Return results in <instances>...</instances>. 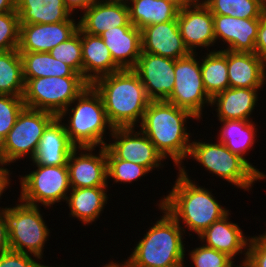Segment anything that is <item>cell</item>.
Segmentation results:
<instances>
[{
	"instance_id": "11",
	"label": "cell",
	"mask_w": 266,
	"mask_h": 267,
	"mask_svg": "<svg viewBox=\"0 0 266 267\" xmlns=\"http://www.w3.org/2000/svg\"><path fill=\"white\" fill-rule=\"evenodd\" d=\"M196 56L197 54L190 53L175 60L174 89L166 101L188 110L199 120L202 119L205 104L211 105L212 98L204 88L200 62Z\"/></svg>"
},
{
	"instance_id": "49",
	"label": "cell",
	"mask_w": 266,
	"mask_h": 267,
	"mask_svg": "<svg viewBox=\"0 0 266 267\" xmlns=\"http://www.w3.org/2000/svg\"><path fill=\"white\" fill-rule=\"evenodd\" d=\"M242 263L239 266H236L234 263L232 264L231 267H250V265L246 261H241ZM242 265V266H241Z\"/></svg>"
},
{
	"instance_id": "38",
	"label": "cell",
	"mask_w": 266,
	"mask_h": 267,
	"mask_svg": "<svg viewBox=\"0 0 266 267\" xmlns=\"http://www.w3.org/2000/svg\"><path fill=\"white\" fill-rule=\"evenodd\" d=\"M189 256L195 267H231L235 262L226 253L204 245L194 248Z\"/></svg>"
},
{
	"instance_id": "33",
	"label": "cell",
	"mask_w": 266,
	"mask_h": 267,
	"mask_svg": "<svg viewBox=\"0 0 266 267\" xmlns=\"http://www.w3.org/2000/svg\"><path fill=\"white\" fill-rule=\"evenodd\" d=\"M212 14L242 19L260 18L266 11V0H202Z\"/></svg>"
},
{
	"instance_id": "40",
	"label": "cell",
	"mask_w": 266,
	"mask_h": 267,
	"mask_svg": "<svg viewBox=\"0 0 266 267\" xmlns=\"http://www.w3.org/2000/svg\"><path fill=\"white\" fill-rule=\"evenodd\" d=\"M30 254L8 250L0 254V267H52L36 262Z\"/></svg>"
},
{
	"instance_id": "9",
	"label": "cell",
	"mask_w": 266,
	"mask_h": 267,
	"mask_svg": "<svg viewBox=\"0 0 266 267\" xmlns=\"http://www.w3.org/2000/svg\"><path fill=\"white\" fill-rule=\"evenodd\" d=\"M56 117L47 111L24 107L0 144V158L8 165L26 155L32 159L45 129Z\"/></svg>"
},
{
	"instance_id": "47",
	"label": "cell",
	"mask_w": 266,
	"mask_h": 267,
	"mask_svg": "<svg viewBox=\"0 0 266 267\" xmlns=\"http://www.w3.org/2000/svg\"><path fill=\"white\" fill-rule=\"evenodd\" d=\"M103 267H133L132 264L126 260L123 263H116V262H109L108 264L104 265Z\"/></svg>"
},
{
	"instance_id": "31",
	"label": "cell",
	"mask_w": 266,
	"mask_h": 267,
	"mask_svg": "<svg viewBox=\"0 0 266 267\" xmlns=\"http://www.w3.org/2000/svg\"><path fill=\"white\" fill-rule=\"evenodd\" d=\"M200 62L203 85L207 94L213 98L229 88L227 50H208Z\"/></svg>"
},
{
	"instance_id": "3",
	"label": "cell",
	"mask_w": 266,
	"mask_h": 267,
	"mask_svg": "<svg viewBox=\"0 0 266 267\" xmlns=\"http://www.w3.org/2000/svg\"><path fill=\"white\" fill-rule=\"evenodd\" d=\"M91 85L101 95L113 128L141 124L150 100L141 79L132 69L101 76Z\"/></svg>"
},
{
	"instance_id": "37",
	"label": "cell",
	"mask_w": 266,
	"mask_h": 267,
	"mask_svg": "<svg viewBox=\"0 0 266 267\" xmlns=\"http://www.w3.org/2000/svg\"><path fill=\"white\" fill-rule=\"evenodd\" d=\"M19 16L16 11L0 14V51L16 50L19 47Z\"/></svg>"
},
{
	"instance_id": "21",
	"label": "cell",
	"mask_w": 266,
	"mask_h": 267,
	"mask_svg": "<svg viewBox=\"0 0 266 267\" xmlns=\"http://www.w3.org/2000/svg\"><path fill=\"white\" fill-rule=\"evenodd\" d=\"M227 67L229 88L261 89L266 84V62L255 53L227 50Z\"/></svg>"
},
{
	"instance_id": "42",
	"label": "cell",
	"mask_w": 266,
	"mask_h": 267,
	"mask_svg": "<svg viewBox=\"0 0 266 267\" xmlns=\"http://www.w3.org/2000/svg\"><path fill=\"white\" fill-rule=\"evenodd\" d=\"M10 250L9 235L3 217V208L0 210V254Z\"/></svg>"
},
{
	"instance_id": "46",
	"label": "cell",
	"mask_w": 266,
	"mask_h": 267,
	"mask_svg": "<svg viewBox=\"0 0 266 267\" xmlns=\"http://www.w3.org/2000/svg\"><path fill=\"white\" fill-rule=\"evenodd\" d=\"M176 6L179 10L190 6L193 2L191 0H164Z\"/></svg>"
},
{
	"instance_id": "24",
	"label": "cell",
	"mask_w": 266,
	"mask_h": 267,
	"mask_svg": "<svg viewBox=\"0 0 266 267\" xmlns=\"http://www.w3.org/2000/svg\"><path fill=\"white\" fill-rule=\"evenodd\" d=\"M83 77L92 84L101 76L122 70L111 56L110 50L98 35L81 30Z\"/></svg>"
},
{
	"instance_id": "1",
	"label": "cell",
	"mask_w": 266,
	"mask_h": 267,
	"mask_svg": "<svg viewBox=\"0 0 266 267\" xmlns=\"http://www.w3.org/2000/svg\"><path fill=\"white\" fill-rule=\"evenodd\" d=\"M196 119L188 110L179 108L167 101H150L140 126V130L155 145L156 150L167 159L172 158L180 168L190 151V133L186 119Z\"/></svg>"
},
{
	"instance_id": "16",
	"label": "cell",
	"mask_w": 266,
	"mask_h": 267,
	"mask_svg": "<svg viewBox=\"0 0 266 267\" xmlns=\"http://www.w3.org/2000/svg\"><path fill=\"white\" fill-rule=\"evenodd\" d=\"M79 22L62 21L53 24L20 25L19 52H50L55 46L72 37Z\"/></svg>"
},
{
	"instance_id": "13",
	"label": "cell",
	"mask_w": 266,
	"mask_h": 267,
	"mask_svg": "<svg viewBox=\"0 0 266 267\" xmlns=\"http://www.w3.org/2000/svg\"><path fill=\"white\" fill-rule=\"evenodd\" d=\"M175 60L141 51L132 69L145 88L150 101H166L174 89Z\"/></svg>"
},
{
	"instance_id": "4",
	"label": "cell",
	"mask_w": 266,
	"mask_h": 267,
	"mask_svg": "<svg viewBox=\"0 0 266 267\" xmlns=\"http://www.w3.org/2000/svg\"><path fill=\"white\" fill-rule=\"evenodd\" d=\"M163 216L139 240L127 260L133 267H185L182 226L161 205Z\"/></svg>"
},
{
	"instance_id": "32",
	"label": "cell",
	"mask_w": 266,
	"mask_h": 267,
	"mask_svg": "<svg viewBox=\"0 0 266 267\" xmlns=\"http://www.w3.org/2000/svg\"><path fill=\"white\" fill-rule=\"evenodd\" d=\"M24 88L23 63L18 49L0 51V95L23 96Z\"/></svg>"
},
{
	"instance_id": "28",
	"label": "cell",
	"mask_w": 266,
	"mask_h": 267,
	"mask_svg": "<svg viewBox=\"0 0 266 267\" xmlns=\"http://www.w3.org/2000/svg\"><path fill=\"white\" fill-rule=\"evenodd\" d=\"M107 187L71 188L67 197L69 215L82 221L83 224H91L99 218L107 204Z\"/></svg>"
},
{
	"instance_id": "39",
	"label": "cell",
	"mask_w": 266,
	"mask_h": 267,
	"mask_svg": "<svg viewBox=\"0 0 266 267\" xmlns=\"http://www.w3.org/2000/svg\"><path fill=\"white\" fill-rule=\"evenodd\" d=\"M246 262L250 267H266V232L250 238Z\"/></svg>"
},
{
	"instance_id": "18",
	"label": "cell",
	"mask_w": 266,
	"mask_h": 267,
	"mask_svg": "<svg viewBox=\"0 0 266 267\" xmlns=\"http://www.w3.org/2000/svg\"><path fill=\"white\" fill-rule=\"evenodd\" d=\"M142 52L174 60L190 54L180 34L177 20L145 26L141 29Z\"/></svg>"
},
{
	"instance_id": "34",
	"label": "cell",
	"mask_w": 266,
	"mask_h": 267,
	"mask_svg": "<svg viewBox=\"0 0 266 267\" xmlns=\"http://www.w3.org/2000/svg\"><path fill=\"white\" fill-rule=\"evenodd\" d=\"M51 56L70 66L76 73L83 75V59L81 45V29L68 40L55 46L50 52Z\"/></svg>"
},
{
	"instance_id": "45",
	"label": "cell",
	"mask_w": 266,
	"mask_h": 267,
	"mask_svg": "<svg viewBox=\"0 0 266 267\" xmlns=\"http://www.w3.org/2000/svg\"><path fill=\"white\" fill-rule=\"evenodd\" d=\"M16 11V0H0V14Z\"/></svg>"
},
{
	"instance_id": "36",
	"label": "cell",
	"mask_w": 266,
	"mask_h": 267,
	"mask_svg": "<svg viewBox=\"0 0 266 267\" xmlns=\"http://www.w3.org/2000/svg\"><path fill=\"white\" fill-rule=\"evenodd\" d=\"M24 107L23 96L0 95V144Z\"/></svg>"
},
{
	"instance_id": "10",
	"label": "cell",
	"mask_w": 266,
	"mask_h": 267,
	"mask_svg": "<svg viewBox=\"0 0 266 267\" xmlns=\"http://www.w3.org/2000/svg\"><path fill=\"white\" fill-rule=\"evenodd\" d=\"M35 166L36 170L20 178L21 194L18 199L34 206L41 203L45 207L66 201L71 190L67 165Z\"/></svg>"
},
{
	"instance_id": "7",
	"label": "cell",
	"mask_w": 266,
	"mask_h": 267,
	"mask_svg": "<svg viewBox=\"0 0 266 267\" xmlns=\"http://www.w3.org/2000/svg\"><path fill=\"white\" fill-rule=\"evenodd\" d=\"M9 208H3V217L9 235L10 250L43 258V247L49 236V229L40 213L39 206L20 200Z\"/></svg>"
},
{
	"instance_id": "48",
	"label": "cell",
	"mask_w": 266,
	"mask_h": 267,
	"mask_svg": "<svg viewBox=\"0 0 266 267\" xmlns=\"http://www.w3.org/2000/svg\"><path fill=\"white\" fill-rule=\"evenodd\" d=\"M101 1H105V2H116V3H125V4H127L130 0H101Z\"/></svg>"
},
{
	"instance_id": "15",
	"label": "cell",
	"mask_w": 266,
	"mask_h": 267,
	"mask_svg": "<svg viewBox=\"0 0 266 267\" xmlns=\"http://www.w3.org/2000/svg\"><path fill=\"white\" fill-rule=\"evenodd\" d=\"M177 23L183 42L190 53H196V47L206 48L216 43L213 14L204 3H192L179 10Z\"/></svg>"
},
{
	"instance_id": "30",
	"label": "cell",
	"mask_w": 266,
	"mask_h": 267,
	"mask_svg": "<svg viewBox=\"0 0 266 267\" xmlns=\"http://www.w3.org/2000/svg\"><path fill=\"white\" fill-rule=\"evenodd\" d=\"M23 63V78L83 76L70 66L54 59L49 52H19Z\"/></svg>"
},
{
	"instance_id": "29",
	"label": "cell",
	"mask_w": 266,
	"mask_h": 267,
	"mask_svg": "<svg viewBox=\"0 0 266 267\" xmlns=\"http://www.w3.org/2000/svg\"><path fill=\"white\" fill-rule=\"evenodd\" d=\"M131 5V6H130ZM129 20L138 29L177 20L179 9L164 0H130Z\"/></svg>"
},
{
	"instance_id": "17",
	"label": "cell",
	"mask_w": 266,
	"mask_h": 267,
	"mask_svg": "<svg viewBox=\"0 0 266 267\" xmlns=\"http://www.w3.org/2000/svg\"><path fill=\"white\" fill-rule=\"evenodd\" d=\"M215 41L227 43L233 52L255 53L260 18L242 19L227 15L213 14Z\"/></svg>"
},
{
	"instance_id": "26",
	"label": "cell",
	"mask_w": 266,
	"mask_h": 267,
	"mask_svg": "<svg viewBox=\"0 0 266 267\" xmlns=\"http://www.w3.org/2000/svg\"><path fill=\"white\" fill-rule=\"evenodd\" d=\"M19 25L75 21L63 0H16Z\"/></svg>"
},
{
	"instance_id": "43",
	"label": "cell",
	"mask_w": 266,
	"mask_h": 267,
	"mask_svg": "<svg viewBox=\"0 0 266 267\" xmlns=\"http://www.w3.org/2000/svg\"><path fill=\"white\" fill-rule=\"evenodd\" d=\"M66 8L73 13L79 8L80 11L86 10L90 5H92L96 0H63Z\"/></svg>"
},
{
	"instance_id": "14",
	"label": "cell",
	"mask_w": 266,
	"mask_h": 267,
	"mask_svg": "<svg viewBox=\"0 0 266 267\" xmlns=\"http://www.w3.org/2000/svg\"><path fill=\"white\" fill-rule=\"evenodd\" d=\"M99 148L98 155H93L94 147H76L71 152L67 162L71 188L108 187L106 147Z\"/></svg>"
},
{
	"instance_id": "25",
	"label": "cell",
	"mask_w": 266,
	"mask_h": 267,
	"mask_svg": "<svg viewBox=\"0 0 266 267\" xmlns=\"http://www.w3.org/2000/svg\"><path fill=\"white\" fill-rule=\"evenodd\" d=\"M259 88H227L211 100L215 105L218 120H250L258 101Z\"/></svg>"
},
{
	"instance_id": "2",
	"label": "cell",
	"mask_w": 266,
	"mask_h": 267,
	"mask_svg": "<svg viewBox=\"0 0 266 267\" xmlns=\"http://www.w3.org/2000/svg\"><path fill=\"white\" fill-rule=\"evenodd\" d=\"M178 170L173 189L157 205L164 207L179 224L184 223L183 226L199 236L229 210L218 203L210 190L193 183L184 166Z\"/></svg>"
},
{
	"instance_id": "8",
	"label": "cell",
	"mask_w": 266,
	"mask_h": 267,
	"mask_svg": "<svg viewBox=\"0 0 266 267\" xmlns=\"http://www.w3.org/2000/svg\"><path fill=\"white\" fill-rule=\"evenodd\" d=\"M188 157L199 162L209 173L219 176L238 188L250 190L255 181L263 178L239 155L224 144L193 141Z\"/></svg>"
},
{
	"instance_id": "5",
	"label": "cell",
	"mask_w": 266,
	"mask_h": 267,
	"mask_svg": "<svg viewBox=\"0 0 266 267\" xmlns=\"http://www.w3.org/2000/svg\"><path fill=\"white\" fill-rule=\"evenodd\" d=\"M73 103L76 105L70 107L71 111L67 107L57 116L62 120L70 112L68 124L64 123L70 141L76 147L106 146L105 130L108 127L112 132L114 128L107 118L101 95L90 84Z\"/></svg>"
},
{
	"instance_id": "23",
	"label": "cell",
	"mask_w": 266,
	"mask_h": 267,
	"mask_svg": "<svg viewBox=\"0 0 266 267\" xmlns=\"http://www.w3.org/2000/svg\"><path fill=\"white\" fill-rule=\"evenodd\" d=\"M100 37L110 50L113 61L121 69H133L142 51L141 30L132 27H116L104 31Z\"/></svg>"
},
{
	"instance_id": "22",
	"label": "cell",
	"mask_w": 266,
	"mask_h": 267,
	"mask_svg": "<svg viewBox=\"0 0 266 267\" xmlns=\"http://www.w3.org/2000/svg\"><path fill=\"white\" fill-rule=\"evenodd\" d=\"M229 214L230 213L212 223L198 237L201 239L200 241L206 242L202 245L226 253L232 259H234L237 254H243L244 252L245 259L243 260L246 261L250 236L245 237L238 224L228 221L230 220L228 219Z\"/></svg>"
},
{
	"instance_id": "35",
	"label": "cell",
	"mask_w": 266,
	"mask_h": 267,
	"mask_svg": "<svg viewBox=\"0 0 266 267\" xmlns=\"http://www.w3.org/2000/svg\"><path fill=\"white\" fill-rule=\"evenodd\" d=\"M150 172L146 167L122 159H107V178L115 183H131Z\"/></svg>"
},
{
	"instance_id": "50",
	"label": "cell",
	"mask_w": 266,
	"mask_h": 267,
	"mask_svg": "<svg viewBox=\"0 0 266 267\" xmlns=\"http://www.w3.org/2000/svg\"><path fill=\"white\" fill-rule=\"evenodd\" d=\"M193 3H201L200 0H191Z\"/></svg>"
},
{
	"instance_id": "27",
	"label": "cell",
	"mask_w": 266,
	"mask_h": 267,
	"mask_svg": "<svg viewBox=\"0 0 266 267\" xmlns=\"http://www.w3.org/2000/svg\"><path fill=\"white\" fill-rule=\"evenodd\" d=\"M223 126L219 130L218 141L224 144L232 153L243 158L263 179H266L264 172H260L253 166L246 156L247 151L255 144L256 129L255 123L251 120H219ZM253 122V123H252Z\"/></svg>"
},
{
	"instance_id": "41",
	"label": "cell",
	"mask_w": 266,
	"mask_h": 267,
	"mask_svg": "<svg viewBox=\"0 0 266 267\" xmlns=\"http://www.w3.org/2000/svg\"><path fill=\"white\" fill-rule=\"evenodd\" d=\"M255 54L266 62V11L260 17L257 39L255 42Z\"/></svg>"
},
{
	"instance_id": "12",
	"label": "cell",
	"mask_w": 266,
	"mask_h": 267,
	"mask_svg": "<svg viewBox=\"0 0 266 267\" xmlns=\"http://www.w3.org/2000/svg\"><path fill=\"white\" fill-rule=\"evenodd\" d=\"M135 127L114 128L110 133L114 143L106 144L107 159H122L146 167L149 171L161 166L165 159L155 145ZM136 131V132H135Z\"/></svg>"
},
{
	"instance_id": "20",
	"label": "cell",
	"mask_w": 266,
	"mask_h": 267,
	"mask_svg": "<svg viewBox=\"0 0 266 267\" xmlns=\"http://www.w3.org/2000/svg\"><path fill=\"white\" fill-rule=\"evenodd\" d=\"M63 120L56 117L45 129L34 157L33 165H67L68 158L76 146L70 141Z\"/></svg>"
},
{
	"instance_id": "19",
	"label": "cell",
	"mask_w": 266,
	"mask_h": 267,
	"mask_svg": "<svg viewBox=\"0 0 266 267\" xmlns=\"http://www.w3.org/2000/svg\"><path fill=\"white\" fill-rule=\"evenodd\" d=\"M79 22V28L92 35L100 36L104 31L116 27H132L129 10L125 3L96 0L86 10Z\"/></svg>"
},
{
	"instance_id": "6",
	"label": "cell",
	"mask_w": 266,
	"mask_h": 267,
	"mask_svg": "<svg viewBox=\"0 0 266 267\" xmlns=\"http://www.w3.org/2000/svg\"><path fill=\"white\" fill-rule=\"evenodd\" d=\"M25 107L58 116L90 85L83 76L24 79Z\"/></svg>"
},
{
	"instance_id": "44",
	"label": "cell",
	"mask_w": 266,
	"mask_h": 267,
	"mask_svg": "<svg viewBox=\"0 0 266 267\" xmlns=\"http://www.w3.org/2000/svg\"><path fill=\"white\" fill-rule=\"evenodd\" d=\"M8 163H5L0 158V197L2 193L7 189L8 185H10V170H8L6 167H3L4 165H7ZM3 165V166H2ZM2 166V167H1ZM1 209V207H0Z\"/></svg>"
}]
</instances>
